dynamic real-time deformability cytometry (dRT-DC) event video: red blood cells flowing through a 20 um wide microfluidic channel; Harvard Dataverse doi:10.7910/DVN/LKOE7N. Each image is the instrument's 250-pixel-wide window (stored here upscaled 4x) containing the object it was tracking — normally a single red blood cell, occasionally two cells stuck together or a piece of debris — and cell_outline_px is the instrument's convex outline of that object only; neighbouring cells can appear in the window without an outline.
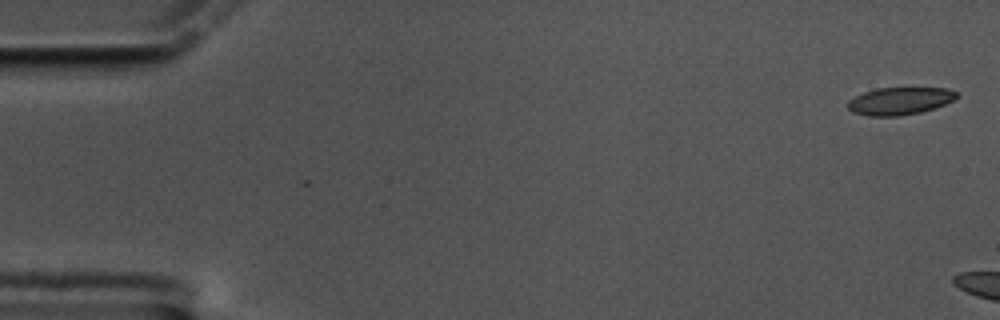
{"species": "common noctule bat (a hibernating species)", "species_latin": "Nyctalus noctula", "temperature_condition": "cold", "stored_images_in_passage": 15, "camera_frame_rate_fps": 3000, "um_per_image_px": 0.085, "animal": {"sex": "male", "body_mass_g": 17.5, "forearm_length_mm": 52.3}, "frame": {"image": 1, "passage_image": 1, "time_ms": 0.0, "image_size_px": [1000, 320], "cell_outline_px": [[960, 96], [944, 104], [920, 112], [900, 116], [868, 116], [852, 112], [848, 108], [848, 100], [864, 92], [876, 88], [944, 88], [956, 92]], "centroid_in_image_um": [76.45, 8.58], "position_along_channel_um": 8.6, "area_um2": 17.28}}